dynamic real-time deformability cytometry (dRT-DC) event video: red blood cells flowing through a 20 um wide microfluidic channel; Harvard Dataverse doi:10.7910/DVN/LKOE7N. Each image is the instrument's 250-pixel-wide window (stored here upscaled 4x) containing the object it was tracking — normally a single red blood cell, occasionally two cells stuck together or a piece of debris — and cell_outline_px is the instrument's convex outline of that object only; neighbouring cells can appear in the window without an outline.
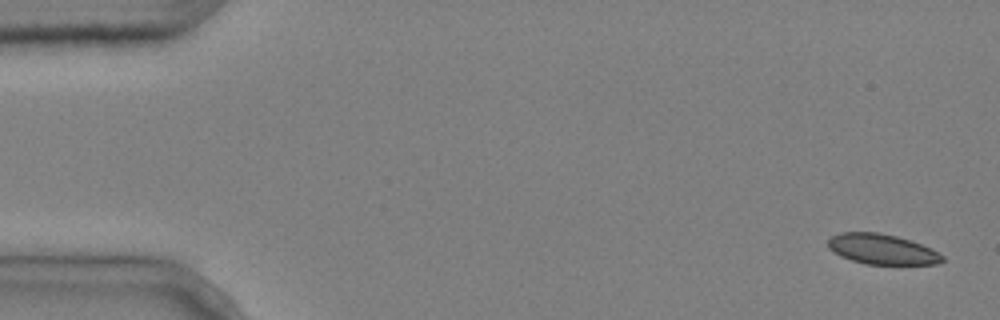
{"species": "common noctule bat (a hibernating species)", "species_latin": "Nyctalus noctula", "temperature_condition": "cold", "stored_images_in_passage": 4, "camera_frame_rate_fps": 3000, "um_per_image_px": 0.085, "animal": {"sex": "male", "body_mass_g": 20.4}, "frame": {"image": 1, "passage_image": 1, "time_ms": 0.0, "image_size_px": [1000, 320], "cell_outline_px": [[944, 260], [936, 264], [864, 264], [840, 256], [828, 248], [828, 240], [832, 236], [840, 232], [880, 232], [896, 236], [932, 248], [944, 256]], "centroid_in_image_um": [74.96, 21.18], "position_along_channel_um": 10.0, "area_um2": 20.11}}
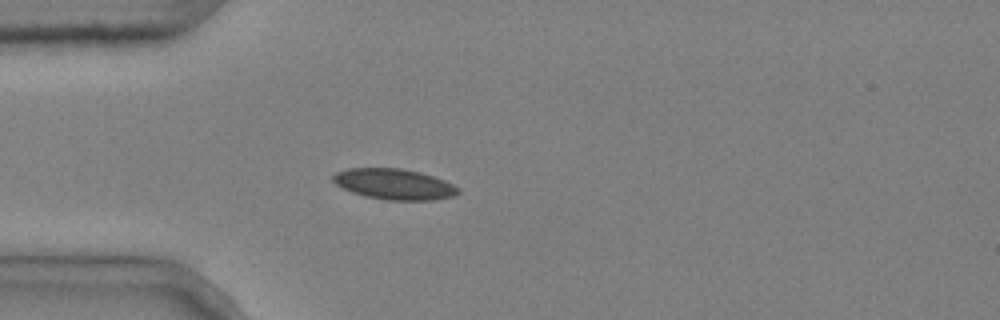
{"frame": {"image": 2, "passage_image": 4, "time_ms": 1.0, "image_size_px": [1000, 320], "cell_outline_px": [[460, 192], [456, 196], [432, 200], [388, 200], [368, 196], [352, 192], [336, 184], [332, 180], [332, 176], [336, 172], [348, 168], [400, 168], [420, 172], [444, 180], [460, 188]], "centroid_in_image_um": [33.53, 15.65], "position_along_channel_um": 51.5, "area_um2": 22.31}}